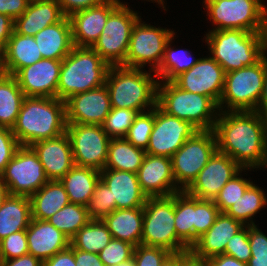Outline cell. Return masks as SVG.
<instances>
[{
    "mask_svg": "<svg viewBox=\"0 0 267 266\" xmlns=\"http://www.w3.org/2000/svg\"><path fill=\"white\" fill-rule=\"evenodd\" d=\"M214 132L219 152L243 169L267 168V119L256 111H220Z\"/></svg>",
    "mask_w": 267,
    "mask_h": 266,
    "instance_id": "obj_1",
    "label": "cell"
},
{
    "mask_svg": "<svg viewBox=\"0 0 267 266\" xmlns=\"http://www.w3.org/2000/svg\"><path fill=\"white\" fill-rule=\"evenodd\" d=\"M66 104L58 98L25 96L12 132L20 146L66 132Z\"/></svg>",
    "mask_w": 267,
    "mask_h": 266,
    "instance_id": "obj_2",
    "label": "cell"
},
{
    "mask_svg": "<svg viewBox=\"0 0 267 266\" xmlns=\"http://www.w3.org/2000/svg\"><path fill=\"white\" fill-rule=\"evenodd\" d=\"M210 55L226 73L257 63L267 53V33L240 29L208 31L204 35Z\"/></svg>",
    "mask_w": 267,
    "mask_h": 266,
    "instance_id": "obj_3",
    "label": "cell"
},
{
    "mask_svg": "<svg viewBox=\"0 0 267 266\" xmlns=\"http://www.w3.org/2000/svg\"><path fill=\"white\" fill-rule=\"evenodd\" d=\"M158 82L154 71L122 65L110 66L105 85L111 107L132 109L139 113L153 109L157 105Z\"/></svg>",
    "mask_w": 267,
    "mask_h": 266,
    "instance_id": "obj_4",
    "label": "cell"
},
{
    "mask_svg": "<svg viewBox=\"0 0 267 266\" xmlns=\"http://www.w3.org/2000/svg\"><path fill=\"white\" fill-rule=\"evenodd\" d=\"M109 68L91 47L73 46L62 60L57 98L66 101L72 95L105 85Z\"/></svg>",
    "mask_w": 267,
    "mask_h": 266,
    "instance_id": "obj_5",
    "label": "cell"
},
{
    "mask_svg": "<svg viewBox=\"0 0 267 266\" xmlns=\"http://www.w3.org/2000/svg\"><path fill=\"white\" fill-rule=\"evenodd\" d=\"M157 105L167 114L189 121L198 130H213L218 105L204 95L183 90L172 81H159Z\"/></svg>",
    "mask_w": 267,
    "mask_h": 266,
    "instance_id": "obj_6",
    "label": "cell"
},
{
    "mask_svg": "<svg viewBox=\"0 0 267 266\" xmlns=\"http://www.w3.org/2000/svg\"><path fill=\"white\" fill-rule=\"evenodd\" d=\"M213 29H240L252 33H267V6L261 0H204Z\"/></svg>",
    "mask_w": 267,
    "mask_h": 266,
    "instance_id": "obj_7",
    "label": "cell"
},
{
    "mask_svg": "<svg viewBox=\"0 0 267 266\" xmlns=\"http://www.w3.org/2000/svg\"><path fill=\"white\" fill-rule=\"evenodd\" d=\"M266 73V54L254 65L225 74L219 111H255Z\"/></svg>",
    "mask_w": 267,
    "mask_h": 266,
    "instance_id": "obj_8",
    "label": "cell"
},
{
    "mask_svg": "<svg viewBox=\"0 0 267 266\" xmlns=\"http://www.w3.org/2000/svg\"><path fill=\"white\" fill-rule=\"evenodd\" d=\"M141 244L161 247L171 253L190 250L175 229V193L169 197H148L144 205Z\"/></svg>",
    "mask_w": 267,
    "mask_h": 266,
    "instance_id": "obj_9",
    "label": "cell"
},
{
    "mask_svg": "<svg viewBox=\"0 0 267 266\" xmlns=\"http://www.w3.org/2000/svg\"><path fill=\"white\" fill-rule=\"evenodd\" d=\"M217 150L214 130H198L170 157L176 185L185 191Z\"/></svg>",
    "mask_w": 267,
    "mask_h": 266,
    "instance_id": "obj_10",
    "label": "cell"
},
{
    "mask_svg": "<svg viewBox=\"0 0 267 266\" xmlns=\"http://www.w3.org/2000/svg\"><path fill=\"white\" fill-rule=\"evenodd\" d=\"M174 30L156 27L142 21L141 17L133 25L129 48L122 66L156 71L162 62L166 44L176 35Z\"/></svg>",
    "mask_w": 267,
    "mask_h": 266,
    "instance_id": "obj_11",
    "label": "cell"
},
{
    "mask_svg": "<svg viewBox=\"0 0 267 266\" xmlns=\"http://www.w3.org/2000/svg\"><path fill=\"white\" fill-rule=\"evenodd\" d=\"M127 4L118 5L109 14L101 35L91 47L110 66L125 62L133 25L141 17Z\"/></svg>",
    "mask_w": 267,
    "mask_h": 266,
    "instance_id": "obj_12",
    "label": "cell"
},
{
    "mask_svg": "<svg viewBox=\"0 0 267 266\" xmlns=\"http://www.w3.org/2000/svg\"><path fill=\"white\" fill-rule=\"evenodd\" d=\"M10 195L31 197L49 179L30 146H20L0 174Z\"/></svg>",
    "mask_w": 267,
    "mask_h": 266,
    "instance_id": "obj_13",
    "label": "cell"
},
{
    "mask_svg": "<svg viewBox=\"0 0 267 266\" xmlns=\"http://www.w3.org/2000/svg\"><path fill=\"white\" fill-rule=\"evenodd\" d=\"M74 163L102 171L106 165L110 137L102 125L67 123Z\"/></svg>",
    "mask_w": 267,
    "mask_h": 266,
    "instance_id": "obj_14",
    "label": "cell"
},
{
    "mask_svg": "<svg viewBox=\"0 0 267 266\" xmlns=\"http://www.w3.org/2000/svg\"><path fill=\"white\" fill-rule=\"evenodd\" d=\"M197 131L189 121L169 115L156 105L146 154L170 158Z\"/></svg>",
    "mask_w": 267,
    "mask_h": 266,
    "instance_id": "obj_15",
    "label": "cell"
},
{
    "mask_svg": "<svg viewBox=\"0 0 267 266\" xmlns=\"http://www.w3.org/2000/svg\"><path fill=\"white\" fill-rule=\"evenodd\" d=\"M225 74L221 65L209 55L200 57L195 65L172 82L183 90L210 97L218 105Z\"/></svg>",
    "mask_w": 267,
    "mask_h": 266,
    "instance_id": "obj_16",
    "label": "cell"
},
{
    "mask_svg": "<svg viewBox=\"0 0 267 266\" xmlns=\"http://www.w3.org/2000/svg\"><path fill=\"white\" fill-rule=\"evenodd\" d=\"M242 169L228 155L217 150L185 191L201 200H214L223 186Z\"/></svg>",
    "mask_w": 267,
    "mask_h": 266,
    "instance_id": "obj_17",
    "label": "cell"
},
{
    "mask_svg": "<svg viewBox=\"0 0 267 266\" xmlns=\"http://www.w3.org/2000/svg\"><path fill=\"white\" fill-rule=\"evenodd\" d=\"M65 104L66 122L75 124L102 125L112 108L106 85L72 95Z\"/></svg>",
    "mask_w": 267,
    "mask_h": 266,
    "instance_id": "obj_18",
    "label": "cell"
},
{
    "mask_svg": "<svg viewBox=\"0 0 267 266\" xmlns=\"http://www.w3.org/2000/svg\"><path fill=\"white\" fill-rule=\"evenodd\" d=\"M61 64L62 60L43 58L14 76L25 96L57 98Z\"/></svg>",
    "mask_w": 267,
    "mask_h": 266,
    "instance_id": "obj_19",
    "label": "cell"
},
{
    "mask_svg": "<svg viewBox=\"0 0 267 266\" xmlns=\"http://www.w3.org/2000/svg\"><path fill=\"white\" fill-rule=\"evenodd\" d=\"M137 176L147 197H169L182 191L174 180L171 158L146 154Z\"/></svg>",
    "mask_w": 267,
    "mask_h": 266,
    "instance_id": "obj_20",
    "label": "cell"
},
{
    "mask_svg": "<svg viewBox=\"0 0 267 266\" xmlns=\"http://www.w3.org/2000/svg\"><path fill=\"white\" fill-rule=\"evenodd\" d=\"M119 4L106 0L88 9L74 12L69 16L72 42L78 47H92L101 35L109 14Z\"/></svg>",
    "mask_w": 267,
    "mask_h": 266,
    "instance_id": "obj_21",
    "label": "cell"
},
{
    "mask_svg": "<svg viewBox=\"0 0 267 266\" xmlns=\"http://www.w3.org/2000/svg\"><path fill=\"white\" fill-rule=\"evenodd\" d=\"M37 154L49 180H60L75 165L68 134L40 140L30 146Z\"/></svg>",
    "mask_w": 267,
    "mask_h": 266,
    "instance_id": "obj_22",
    "label": "cell"
},
{
    "mask_svg": "<svg viewBox=\"0 0 267 266\" xmlns=\"http://www.w3.org/2000/svg\"><path fill=\"white\" fill-rule=\"evenodd\" d=\"M100 179L111 190L116 209L144 207L148 197L142 191L136 173L103 169L100 171Z\"/></svg>",
    "mask_w": 267,
    "mask_h": 266,
    "instance_id": "obj_23",
    "label": "cell"
},
{
    "mask_svg": "<svg viewBox=\"0 0 267 266\" xmlns=\"http://www.w3.org/2000/svg\"><path fill=\"white\" fill-rule=\"evenodd\" d=\"M26 235L29 254L42 263L70 245V239L48 220L32 218Z\"/></svg>",
    "mask_w": 267,
    "mask_h": 266,
    "instance_id": "obj_24",
    "label": "cell"
},
{
    "mask_svg": "<svg viewBox=\"0 0 267 266\" xmlns=\"http://www.w3.org/2000/svg\"><path fill=\"white\" fill-rule=\"evenodd\" d=\"M244 227L242 222L220 213L209 230L199 237L190 250L205 259L225 254L228 241Z\"/></svg>",
    "mask_w": 267,
    "mask_h": 266,
    "instance_id": "obj_25",
    "label": "cell"
},
{
    "mask_svg": "<svg viewBox=\"0 0 267 266\" xmlns=\"http://www.w3.org/2000/svg\"><path fill=\"white\" fill-rule=\"evenodd\" d=\"M64 17L57 0H30L24 13L14 20V31L34 37L39 31L60 22Z\"/></svg>",
    "mask_w": 267,
    "mask_h": 266,
    "instance_id": "obj_26",
    "label": "cell"
},
{
    "mask_svg": "<svg viewBox=\"0 0 267 266\" xmlns=\"http://www.w3.org/2000/svg\"><path fill=\"white\" fill-rule=\"evenodd\" d=\"M2 54L3 73L15 75L21 68L43 59L33 36L13 31Z\"/></svg>",
    "mask_w": 267,
    "mask_h": 266,
    "instance_id": "obj_27",
    "label": "cell"
},
{
    "mask_svg": "<svg viewBox=\"0 0 267 266\" xmlns=\"http://www.w3.org/2000/svg\"><path fill=\"white\" fill-rule=\"evenodd\" d=\"M34 39L42 57L45 59L63 60L72 50V32L69 17L45 27Z\"/></svg>",
    "mask_w": 267,
    "mask_h": 266,
    "instance_id": "obj_28",
    "label": "cell"
},
{
    "mask_svg": "<svg viewBox=\"0 0 267 266\" xmlns=\"http://www.w3.org/2000/svg\"><path fill=\"white\" fill-rule=\"evenodd\" d=\"M144 208L116 209L102 221L112 238L128 242L135 247L141 244Z\"/></svg>",
    "mask_w": 267,
    "mask_h": 266,
    "instance_id": "obj_29",
    "label": "cell"
},
{
    "mask_svg": "<svg viewBox=\"0 0 267 266\" xmlns=\"http://www.w3.org/2000/svg\"><path fill=\"white\" fill-rule=\"evenodd\" d=\"M32 219L30 197L10 195L0 207V241L26 230Z\"/></svg>",
    "mask_w": 267,
    "mask_h": 266,
    "instance_id": "obj_30",
    "label": "cell"
},
{
    "mask_svg": "<svg viewBox=\"0 0 267 266\" xmlns=\"http://www.w3.org/2000/svg\"><path fill=\"white\" fill-rule=\"evenodd\" d=\"M100 180V171L74 165L59 181L64 186L70 203L87 206Z\"/></svg>",
    "mask_w": 267,
    "mask_h": 266,
    "instance_id": "obj_31",
    "label": "cell"
},
{
    "mask_svg": "<svg viewBox=\"0 0 267 266\" xmlns=\"http://www.w3.org/2000/svg\"><path fill=\"white\" fill-rule=\"evenodd\" d=\"M32 218L48 220L53 214L69 204L64 186L59 180H49L31 197Z\"/></svg>",
    "mask_w": 267,
    "mask_h": 266,
    "instance_id": "obj_32",
    "label": "cell"
},
{
    "mask_svg": "<svg viewBox=\"0 0 267 266\" xmlns=\"http://www.w3.org/2000/svg\"><path fill=\"white\" fill-rule=\"evenodd\" d=\"M146 151L135 147L126 138L110 139L104 169L136 173L143 163Z\"/></svg>",
    "mask_w": 267,
    "mask_h": 266,
    "instance_id": "obj_33",
    "label": "cell"
},
{
    "mask_svg": "<svg viewBox=\"0 0 267 266\" xmlns=\"http://www.w3.org/2000/svg\"><path fill=\"white\" fill-rule=\"evenodd\" d=\"M25 95L14 75L0 74V127L12 129Z\"/></svg>",
    "mask_w": 267,
    "mask_h": 266,
    "instance_id": "obj_34",
    "label": "cell"
},
{
    "mask_svg": "<svg viewBox=\"0 0 267 266\" xmlns=\"http://www.w3.org/2000/svg\"><path fill=\"white\" fill-rule=\"evenodd\" d=\"M252 183L243 196L224 213L242 222L245 226L256 225L254 216L267 207V195L263 188Z\"/></svg>",
    "mask_w": 267,
    "mask_h": 266,
    "instance_id": "obj_35",
    "label": "cell"
},
{
    "mask_svg": "<svg viewBox=\"0 0 267 266\" xmlns=\"http://www.w3.org/2000/svg\"><path fill=\"white\" fill-rule=\"evenodd\" d=\"M175 37L173 35L166 44L160 67L155 71L159 81H173L199 60V58L193 57L188 49L173 48L171 44Z\"/></svg>",
    "mask_w": 267,
    "mask_h": 266,
    "instance_id": "obj_36",
    "label": "cell"
},
{
    "mask_svg": "<svg viewBox=\"0 0 267 266\" xmlns=\"http://www.w3.org/2000/svg\"><path fill=\"white\" fill-rule=\"evenodd\" d=\"M111 239L112 235L102 220H90L70 239V245L75 249L98 254Z\"/></svg>",
    "mask_w": 267,
    "mask_h": 266,
    "instance_id": "obj_37",
    "label": "cell"
},
{
    "mask_svg": "<svg viewBox=\"0 0 267 266\" xmlns=\"http://www.w3.org/2000/svg\"><path fill=\"white\" fill-rule=\"evenodd\" d=\"M194 197L186 191L175 193V229L177 237L189 248L194 245Z\"/></svg>",
    "mask_w": 267,
    "mask_h": 266,
    "instance_id": "obj_38",
    "label": "cell"
},
{
    "mask_svg": "<svg viewBox=\"0 0 267 266\" xmlns=\"http://www.w3.org/2000/svg\"><path fill=\"white\" fill-rule=\"evenodd\" d=\"M48 221L71 239L90 219L86 206L69 203L53 214Z\"/></svg>",
    "mask_w": 267,
    "mask_h": 266,
    "instance_id": "obj_39",
    "label": "cell"
},
{
    "mask_svg": "<svg viewBox=\"0 0 267 266\" xmlns=\"http://www.w3.org/2000/svg\"><path fill=\"white\" fill-rule=\"evenodd\" d=\"M245 170L251 171L253 169H242L223 186L213 200L220 213H224L229 207L236 203L240 197L243 196L246 189L253 183L251 179L242 177L241 173L242 171L246 172Z\"/></svg>",
    "mask_w": 267,
    "mask_h": 266,
    "instance_id": "obj_40",
    "label": "cell"
},
{
    "mask_svg": "<svg viewBox=\"0 0 267 266\" xmlns=\"http://www.w3.org/2000/svg\"><path fill=\"white\" fill-rule=\"evenodd\" d=\"M90 220H103L116 210V202H112L111 190L100 179L87 206Z\"/></svg>",
    "mask_w": 267,
    "mask_h": 266,
    "instance_id": "obj_41",
    "label": "cell"
},
{
    "mask_svg": "<svg viewBox=\"0 0 267 266\" xmlns=\"http://www.w3.org/2000/svg\"><path fill=\"white\" fill-rule=\"evenodd\" d=\"M138 114V111L132 109L111 108L102 127L111 139L125 138Z\"/></svg>",
    "mask_w": 267,
    "mask_h": 266,
    "instance_id": "obj_42",
    "label": "cell"
},
{
    "mask_svg": "<svg viewBox=\"0 0 267 266\" xmlns=\"http://www.w3.org/2000/svg\"><path fill=\"white\" fill-rule=\"evenodd\" d=\"M154 125V108L145 112L139 113L134 123L128 130L125 138L135 147L142 150L147 149L150 140V134Z\"/></svg>",
    "mask_w": 267,
    "mask_h": 266,
    "instance_id": "obj_43",
    "label": "cell"
},
{
    "mask_svg": "<svg viewBox=\"0 0 267 266\" xmlns=\"http://www.w3.org/2000/svg\"><path fill=\"white\" fill-rule=\"evenodd\" d=\"M220 214L213 200H201L194 197V244L206 233Z\"/></svg>",
    "mask_w": 267,
    "mask_h": 266,
    "instance_id": "obj_44",
    "label": "cell"
},
{
    "mask_svg": "<svg viewBox=\"0 0 267 266\" xmlns=\"http://www.w3.org/2000/svg\"><path fill=\"white\" fill-rule=\"evenodd\" d=\"M135 246L117 239H111L98 255L104 266H116L133 257Z\"/></svg>",
    "mask_w": 267,
    "mask_h": 266,
    "instance_id": "obj_45",
    "label": "cell"
},
{
    "mask_svg": "<svg viewBox=\"0 0 267 266\" xmlns=\"http://www.w3.org/2000/svg\"><path fill=\"white\" fill-rule=\"evenodd\" d=\"M258 225L248 226L251 258L248 266H267V236Z\"/></svg>",
    "mask_w": 267,
    "mask_h": 266,
    "instance_id": "obj_46",
    "label": "cell"
},
{
    "mask_svg": "<svg viewBox=\"0 0 267 266\" xmlns=\"http://www.w3.org/2000/svg\"><path fill=\"white\" fill-rule=\"evenodd\" d=\"M29 254L26 230L10 234L0 241V260H9Z\"/></svg>",
    "mask_w": 267,
    "mask_h": 266,
    "instance_id": "obj_47",
    "label": "cell"
},
{
    "mask_svg": "<svg viewBox=\"0 0 267 266\" xmlns=\"http://www.w3.org/2000/svg\"><path fill=\"white\" fill-rule=\"evenodd\" d=\"M170 254V251L161 247L139 244L134 249L133 257L135 266H161Z\"/></svg>",
    "mask_w": 267,
    "mask_h": 266,
    "instance_id": "obj_48",
    "label": "cell"
},
{
    "mask_svg": "<svg viewBox=\"0 0 267 266\" xmlns=\"http://www.w3.org/2000/svg\"><path fill=\"white\" fill-rule=\"evenodd\" d=\"M225 254L236 258L238 261L248 263L251 258L248 226L234 235L225 247Z\"/></svg>",
    "mask_w": 267,
    "mask_h": 266,
    "instance_id": "obj_49",
    "label": "cell"
},
{
    "mask_svg": "<svg viewBox=\"0 0 267 266\" xmlns=\"http://www.w3.org/2000/svg\"><path fill=\"white\" fill-rule=\"evenodd\" d=\"M20 147L12 129L0 127V174Z\"/></svg>",
    "mask_w": 267,
    "mask_h": 266,
    "instance_id": "obj_50",
    "label": "cell"
},
{
    "mask_svg": "<svg viewBox=\"0 0 267 266\" xmlns=\"http://www.w3.org/2000/svg\"><path fill=\"white\" fill-rule=\"evenodd\" d=\"M63 14L69 17L74 12L91 8L106 0H57Z\"/></svg>",
    "mask_w": 267,
    "mask_h": 266,
    "instance_id": "obj_51",
    "label": "cell"
},
{
    "mask_svg": "<svg viewBox=\"0 0 267 266\" xmlns=\"http://www.w3.org/2000/svg\"><path fill=\"white\" fill-rule=\"evenodd\" d=\"M30 0H0V14L15 20L27 9Z\"/></svg>",
    "mask_w": 267,
    "mask_h": 266,
    "instance_id": "obj_52",
    "label": "cell"
},
{
    "mask_svg": "<svg viewBox=\"0 0 267 266\" xmlns=\"http://www.w3.org/2000/svg\"><path fill=\"white\" fill-rule=\"evenodd\" d=\"M43 266H76L73 247L69 245L66 249L59 251L45 260Z\"/></svg>",
    "mask_w": 267,
    "mask_h": 266,
    "instance_id": "obj_53",
    "label": "cell"
},
{
    "mask_svg": "<svg viewBox=\"0 0 267 266\" xmlns=\"http://www.w3.org/2000/svg\"><path fill=\"white\" fill-rule=\"evenodd\" d=\"M76 266H104L96 253L73 248Z\"/></svg>",
    "mask_w": 267,
    "mask_h": 266,
    "instance_id": "obj_54",
    "label": "cell"
},
{
    "mask_svg": "<svg viewBox=\"0 0 267 266\" xmlns=\"http://www.w3.org/2000/svg\"><path fill=\"white\" fill-rule=\"evenodd\" d=\"M14 31V20L4 14H0V52L2 53L9 38Z\"/></svg>",
    "mask_w": 267,
    "mask_h": 266,
    "instance_id": "obj_55",
    "label": "cell"
},
{
    "mask_svg": "<svg viewBox=\"0 0 267 266\" xmlns=\"http://www.w3.org/2000/svg\"><path fill=\"white\" fill-rule=\"evenodd\" d=\"M1 266H43V263L31 254L9 260H1Z\"/></svg>",
    "mask_w": 267,
    "mask_h": 266,
    "instance_id": "obj_56",
    "label": "cell"
},
{
    "mask_svg": "<svg viewBox=\"0 0 267 266\" xmlns=\"http://www.w3.org/2000/svg\"><path fill=\"white\" fill-rule=\"evenodd\" d=\"M207 260L209 266H248V263L238 261L236 258L226 254L217 255Z\"/></svg>",
    "mask_w": 267,
    "mask_h": 266,
    "instance_id": "obj_57",
    "label": "cell"
},
{
    "mask_svg": "<svg viewBox=\"0 0 267 266\" xmlns=\"http://www.w3.org/2000/svg\"><path fill=\"white\" fill-rule=\"evenodd\" d=\"M180 266H209L208 260L196 256L191 250L180 252Z\"/></svg>",
    "mask_w": 267,
    "mask_h": 266,
    "instance_id": "obj_58",
    "label": "cell"
},
{
    "mask_svg": "<svg viewBox=\"0 0 267 266\" xmlns=\"http://www.w3.org/2000/svg\"><path fill=\"white\" fill-rule=\"evenodd\" d=\"M255 111L261 114L265 119H267V53H266V73L264 78L263 90Z\"/></svg>",
    "mask_w": 267,
    "mask_h": 266,
    "instance_id": "obj_59",
    "label": "cell"
},
{
    "mask_svg": "<svg viewBox=\"0 0 267 266\" xmlns=\"http://www.w3.org/2000/svg\"><path fill=\"white\" fill-rule=\"evenodd\" d=\"M161 266H180V252L171 253Z\"/></svg>",
    "mask_w": 267,
    "mask_h": 266,
    "instance_id": "obj_60",
    "label": "cell"
},
{
    "mask_svg": "<svg viewBox=\"0 0 267 266\" xmlns=\"http://www.w3.org/2000/svg\"><path fill=\"white\" fill-rule=\"evenodd\" d=\"M9 196L8 188L6 187L5 182L0 176V207L2 206L4 200Z\"/></svg>",
    "mask_w": 267,
    "mask_h": 266,
    "instance_id": "obj_61",
    "label": "cell"
},
{
    "mask_svg": "<svg viewBox=\"0 0 267 266\" xmlns=\"http://www.w3.org/2000/svg\"><path fill=\"white\" fill-rule=\"evenodd\" d=\"M111 2H114V3H117V4H125V2L123 3L122 1L120 0H110ZM145 1V0H144ZM147 1V0H146ZM149 1H152L155 2V3H158L160 6L159 7H162L164 11H167L166 7H165V1L164 0H148Z\"/></svg>",
    "mask_w": 267,
    "mask_h": 266,
    "instance_id": "obj_62",
    "label": "cell"
},
{
    "mask_svg": "<svg viewBox=\"0 0 267 266\" xmlns=\"http://www.w3.org/2000/svg\"><path fill=\"white\" fill-rule=\"evenodd\" d=\"M116 266H135L134 257L117 264Z\"/></svg>",
    "mask_w": 267,
    "mask_h": 266,
    "instance_id": "obj_63",
    "label": "cell"
},
{
    "mask_svg": "<svg viewBox=\"0 0 267 266\" xmlns=\"http://www.w3.org/2000/svg\"><path fill=\"white\" fill-rule=\"evenodd\" d=\"M3 73V69H2V54L0 52V74Z\"/></svg>",
    "mask_w": 267,
    "mask_h": 266,
    "instance_id": "obj_64",
    "label": "cell"
}]
</instances>
